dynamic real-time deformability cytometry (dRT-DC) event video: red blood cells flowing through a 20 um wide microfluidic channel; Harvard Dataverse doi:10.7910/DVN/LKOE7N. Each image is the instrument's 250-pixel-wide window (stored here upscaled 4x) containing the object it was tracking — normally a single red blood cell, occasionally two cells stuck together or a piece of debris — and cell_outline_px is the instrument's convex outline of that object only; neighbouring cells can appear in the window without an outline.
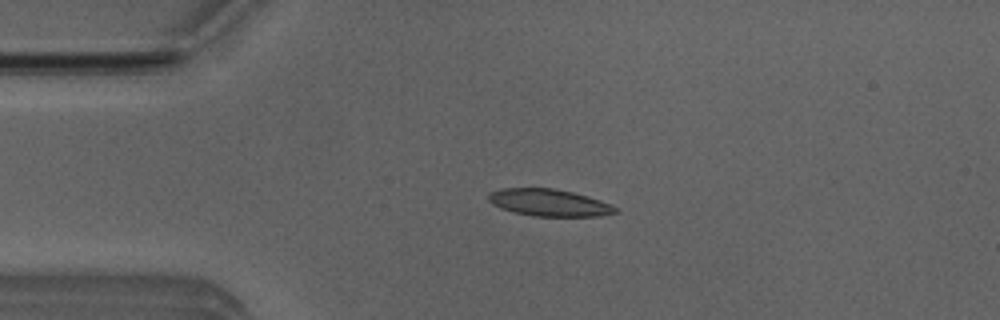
{"species": "Egyptian fruit bat (a non-hibernating species)", "species_latin": "Rousettus aegyptiacus", "temperature_condition": "room temperature", "stored_images_in_passage": 26, "camera_frame_rate_fps": 3000, "um_per_image_px": 0.085, "animal": {"sex": "male"}, "frame": {"image": 1, "passage_image": 3, "time_ms": 0.667, "image_size_px": [1000, 320], "cell_outline_px": [[620, 212], [600, 216], [532, 216], [500, 208], [492, 204], [488, 200], [488, 196], [492, 192], [500, 188], [552, 188], [572, 192], [588, 196], [612, 204]], "centroid_in_image_um": [46.7, 17.23], "position_along_channel_um": 38.3, "area_um2": 20.0}}
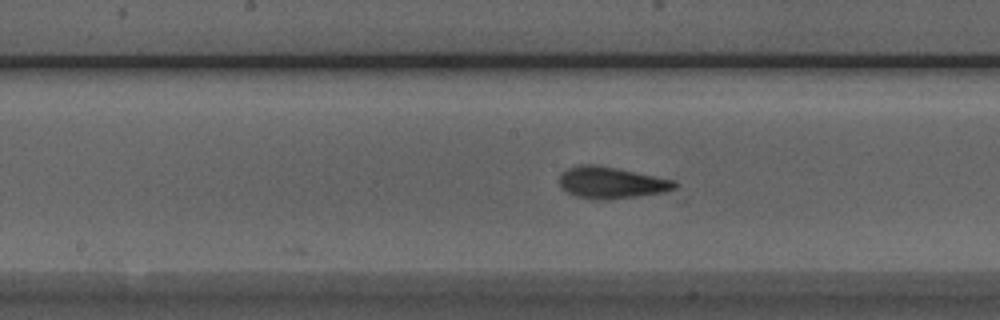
{"frame": {"image": 2, "passage_image": 17, "time_ms": 5.333, "image_size_px": [1000, 320], "cell_outline_px": [[676, 188], [664, 192], [608, 200], [596, 200], [576, 196], [560, 188], [560, 172], [568, 168], [580, 164], [596, 164], [676, 180]], "centroid_in_image_um": [51.93, 15.52], "position_along_channel_um": 196.3, "area_um2": 21.33}}
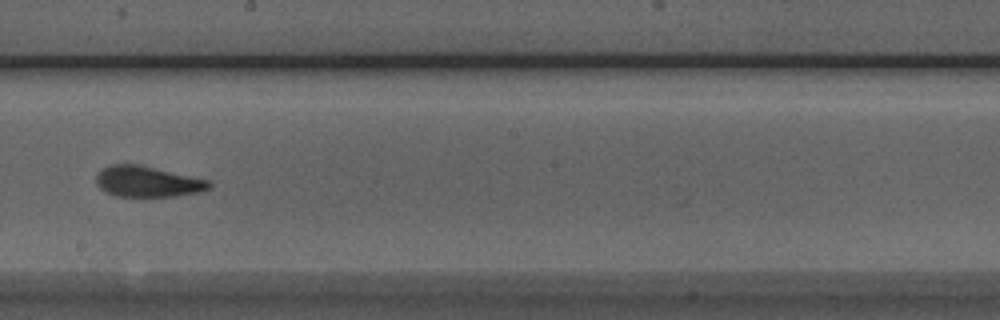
{"frame": {"image": 3, "passage_image": 20, "time_ms": 6.333, "image_size_px": [1000, 320], "cell_outline_px": [[212, 188], [200, 192], [172, 196], [116, 196], [104, 192], [96, 184], [96, 172], [100, 168], [108, 164], [140, 164], [212, 180]], "centroid_in_image_um": [12.54, 15.41], "position_along_channel_um": 235.7, "area_um2": 20.81}}